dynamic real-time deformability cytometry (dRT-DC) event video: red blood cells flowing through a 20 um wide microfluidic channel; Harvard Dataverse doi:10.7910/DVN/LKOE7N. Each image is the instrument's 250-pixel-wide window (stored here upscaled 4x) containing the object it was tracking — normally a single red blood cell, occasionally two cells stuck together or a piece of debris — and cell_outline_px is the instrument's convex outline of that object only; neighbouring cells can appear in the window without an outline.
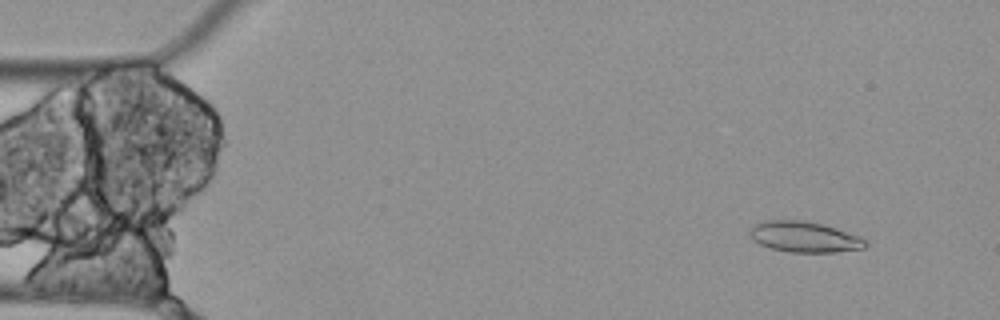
{"species": "Egyptian fruit bat (a non-hibernating species)", "species_latin": "Rousettus aegyptiacus", "temperature_condition": "cold", "stored_images_in_passage": 5, "camera_frame_rate_fps": 3000, "um_per_image_px": 0.085, "animal": {"sex": "female"}, "frame": {"image": 1, "passage_image": 2, "time_ms": 0.333, "image_size_px": [1000, 320], "cell_outline_px": [[868, 244], [864, 248], [836, 252], [788, 252], [772, 248], [760, 244], [752, 240], [748, 232], [752, 224], [764, 220], [804, 220], [836, 228], [860, 236]], "centroid_in_image_um": [68.32, 20.13], "position_along_channel_um": 16.7, "area_um2": 20.81}}
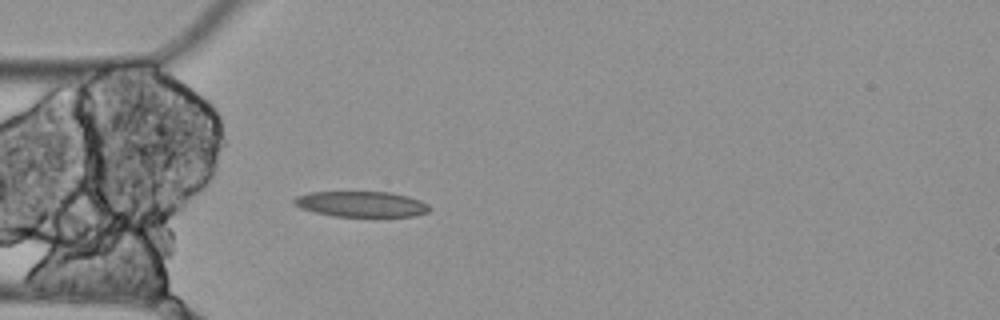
{"frame": {"image": 2, "passage_image": 5, "time_ms": 1.333, "image_size_px": [1000, 320], "cell_outline_px": [[432, 208], [428, 212], [416, 216], [332, 216], [300, 208], [292, 204], [292, 200], [296, 196], [308, 192], [388, 192], [408, 196], [420, 200], [428, 204]], "centroid_in_image_um": [30.7, 17.34], "position_along_channel_um": 54.3, "area_um2": 20.29}}